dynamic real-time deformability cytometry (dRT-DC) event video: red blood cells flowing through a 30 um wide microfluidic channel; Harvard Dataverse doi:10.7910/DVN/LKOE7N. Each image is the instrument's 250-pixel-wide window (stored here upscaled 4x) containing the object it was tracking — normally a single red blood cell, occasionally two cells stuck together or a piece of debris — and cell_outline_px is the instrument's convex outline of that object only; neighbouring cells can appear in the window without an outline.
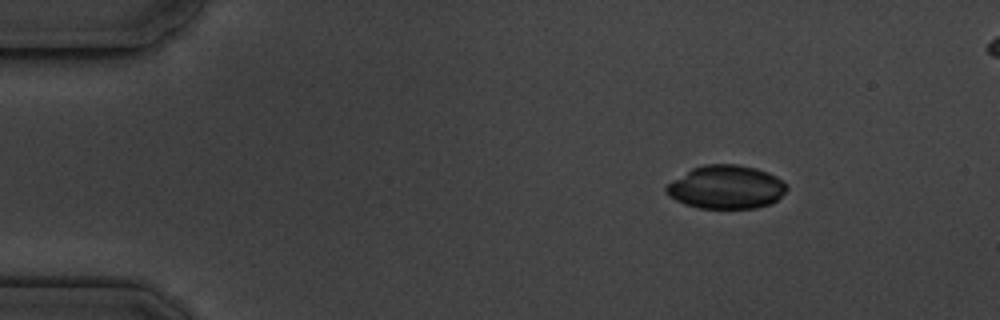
{"species": "common noctule bat (a hibernating species)", "species_latin": "Nyctalus noctula", "temperature_condition": "cold", "stored_images_in_passage": 9, "camera_frame_rate_fps": 3000, "um_per_image_px": 0.085, "animal": {"sex": "male", "body_mass_g": 19.5, "forearm_length_mm": 54.6}, "frame": {"image": 1, "passage_image": 1, "time_ms": 0.0, "image_size_px": [1000, 320], "cell_outline_px": [[788, 188], [772, 204], [756, 208], [700, 208], [684, 204], [668, 196], [664, 192], [664, 188], [668, 184], [692, 168], [704, 164], [736, 164], [756, 168], [768, 172], [776, 176], [788, 184]], "centroid_in_image_um": [61.73, 15.9], "position_along_channel_um": 23.3, "area_um2": 30.58}}